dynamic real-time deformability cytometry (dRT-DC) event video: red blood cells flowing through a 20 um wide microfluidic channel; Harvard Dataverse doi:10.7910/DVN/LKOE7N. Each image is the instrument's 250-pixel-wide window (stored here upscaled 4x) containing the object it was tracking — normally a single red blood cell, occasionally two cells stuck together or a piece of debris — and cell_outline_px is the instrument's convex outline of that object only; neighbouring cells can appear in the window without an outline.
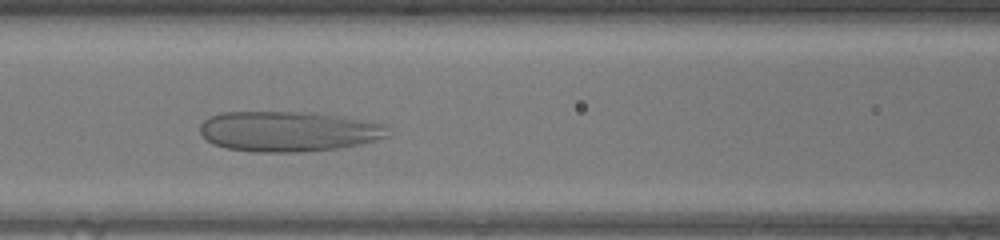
{"species": "human", "species_latin": "Homo sapiens", "temperature_condition": "warm", "stored_images_in_passage": 43, "camera_frame_rate_fps": 3000, "um_per_image_px": 0.085, "donor": {"sex": "female"}, "frame": {"image": 1, "passage_image": 15, "time_ms": 4.667, "image_size_px": [1000, 240], "cell_outline_px": [[388, 136], [376, 140], [360, 144], [340, 148], [300, 152], [252, 152], [228, 148], [212, 144], [200, 132], [200, 124], [208, 116], [220, 112], [316, 112], [340, 116], [384, 124], [388, 128]], "centroid_in_image_um": [24.49, 11.16], "position_along_channel_um": 142.1, "area_um2": 44.33}}
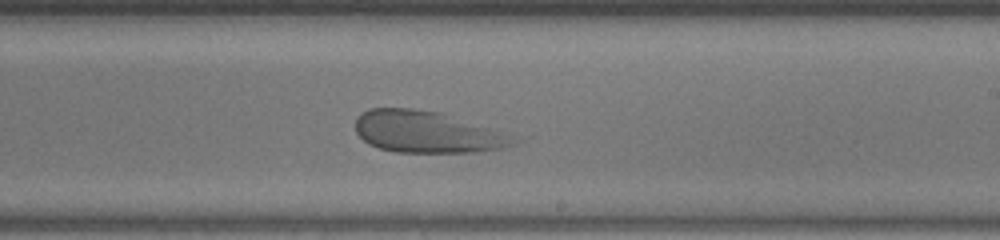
{"frame": {"image": 2, "passage_image": 23, "time_ms": 7.333, "image_size_px": [1000, 240], "cell_outline_px": [[524, 140], [516, 144], [504, 148], [476, 152], [396, 152], [380, 148], [368, 144], [356, 132], [356, 116], [360, 112], [368, 108], [416, 108], [444, 112], [496, 128], [520, 136]], "centroid_in_image_um": [36.43, 11.2], "position_along_channel_um": 252.6, "area_um2": 39.71}}
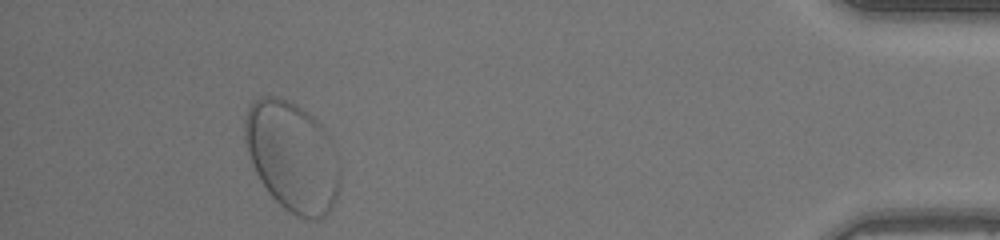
{"frame": {"image": 3, "passage_image": 39, "time_ms": 12.667, "image_size_px": [1000, 240], "cell_outline_px": [[340, 188], [328, 212], [320, 220], [308, 220], [296, 216], [288, 212], [268, 192], [260, 180], [252, 164], [244, 140], [244, 120], [248, 108], [252, 100], [260, 96], [276, 96], [288, 100], [296, 104], [308, 112], [324, 128], [340, 160]], "centroid_in_image_um": [24.85, 13.31], "position_along_channel_um": 410.4, "area_um2": 61.5}}